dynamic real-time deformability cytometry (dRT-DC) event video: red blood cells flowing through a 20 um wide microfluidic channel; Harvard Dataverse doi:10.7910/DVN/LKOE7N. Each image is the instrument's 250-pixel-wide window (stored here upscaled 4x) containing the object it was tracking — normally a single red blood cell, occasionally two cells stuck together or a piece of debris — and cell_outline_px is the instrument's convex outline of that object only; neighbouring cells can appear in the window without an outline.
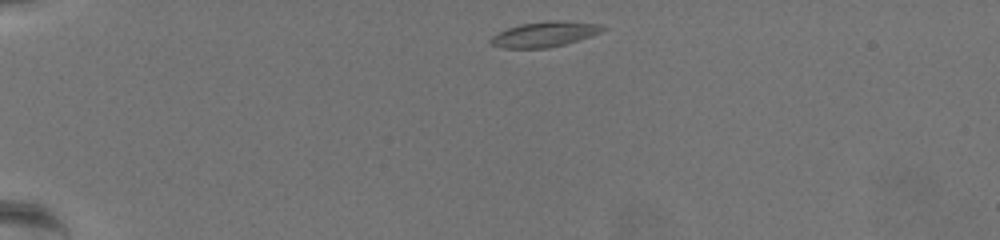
{"species": "common noctule bat (a hibernating species)", "species_latin": "Nyctalus noctula", "temperature_condition": "warm", "stored_images_in_passage": 48, "camera_frame_rate_fps": 3000, "um_per_image_px": 0.085, "animal": {"sex": "female", "body_mass_g": 19.5, "forearm_length_mm": 54.1}, "frame": {"image": 1, "passage_image": 1, "time_ms": 0.0, "image_size_px": [1000, 240], "cell_outline_px": [[608, 28], [592, 36], [564, 44], [548, 48], [504, 48], [488, 44], [488, 40], [492, 36], [508, 28], [520, 24], [548, 20], [560, 20], [600, 24]], "centroid_in_image_um": [46.28, 2.91], "position_along_channel_um": 38.7, "area_um2": 16.59}}
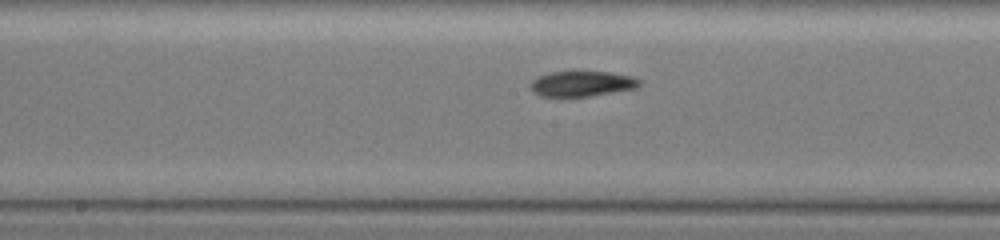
{"frame": {"image": 2, "passage_image": 21, "time_ms": 6.667, "image_size_px": [1000, 240], "cell_outline_px": [[640, 84], [636, 88], [588, 96], [540, 96], [532, 88], [532, 80], [536, 76], [552, 72], [608, 72], [632, 76], [640, 80]], "centroid_in_image_um": [49.48, 7.11], "position_along_channel_um": 198.7, "area_um2": 15.72}}
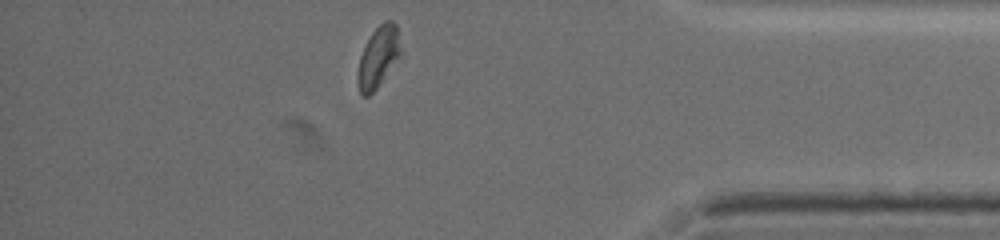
{"frame": {"image": 3, "passage_image": 41, "time_ms": 13.333, "image_size_px": [1000, 240], "cell_outline_px": [[400, 56], [376, 88], [368, 96], [364, 96], [360, 92], [356, 80], [356, 76], [360, 56], [372, 32], [384, 20], [392, 20], [396, 24], [400, 52]], "centroid_in_image_um": [32.12, 4.84], "position_along_channel_um": 403.1, "area_um2": 14.91}, "authors_computed_cell_mechanics": {"area_um2": 15.9817, "velocity_mm_per_s": 3.424, "shape_relaxation_time_tau1_ms": 4.0189, "shape_relaxation_time_tau2_ms": 4.3637, "deformation_change_tau1": 0.1494, "deformation_change_tau2": 0.1075}}